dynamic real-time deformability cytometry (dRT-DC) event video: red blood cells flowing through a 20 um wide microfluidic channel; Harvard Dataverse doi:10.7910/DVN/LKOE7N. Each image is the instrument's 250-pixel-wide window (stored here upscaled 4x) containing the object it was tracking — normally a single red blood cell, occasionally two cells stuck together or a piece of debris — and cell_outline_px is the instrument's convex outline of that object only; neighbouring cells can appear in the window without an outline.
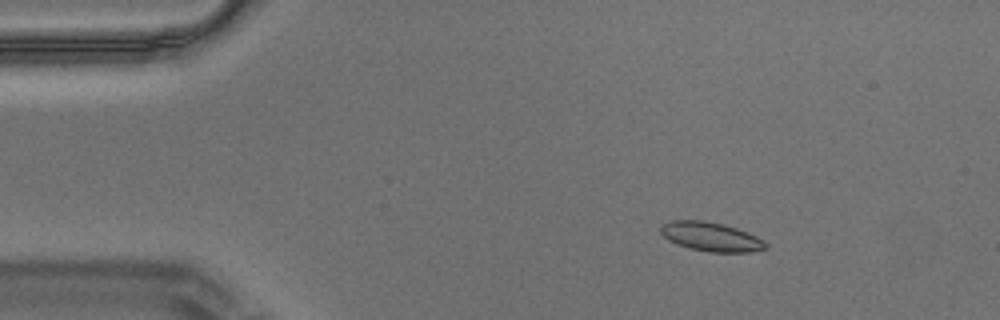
{"species": "Egyptian fruit bat (a non-hibernating species)", "species_latin": "Rousettus aegyptiacus", "temperature_condition": "warm", "stored_images_in_passage": 52, "camera_frame_rate_fps": 3000, "um_per_image_px": 0.085, "animal": {"sex": "male"}, "frame": {"image": 1, "passage_image": 2, "time_ms": 0.333, "image_size_px": [1000, 320], "cell_outline_px": [[768, 248], [752, 252], [708, 252], [676, 244], [668, 240], [660, 232], [660, 224], [668, 220], [704, 220], [724, 224], [736, 228], [756, 236], [764, 240], [768, 244]], "centroid_in_image_um": [60.42, 20.11], "position_along_channel_um": 24.6, "area_um2": 17.98}}
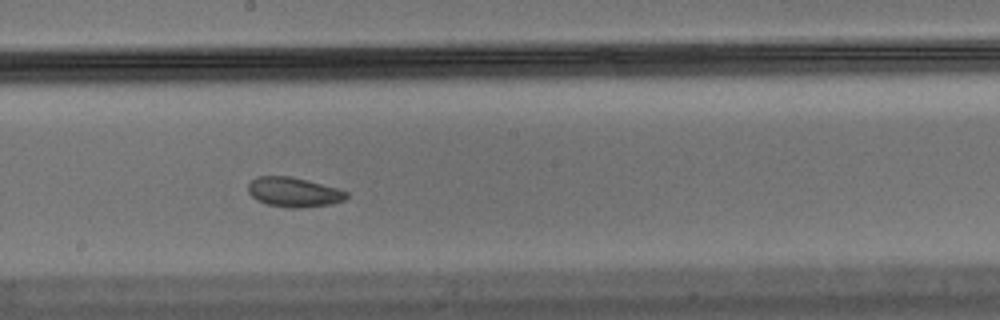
{"frame": {"image": 2, "passage_image": 25, "time_ms": 8.0, "image_size_px": [1000, 320], "cell_outline_px": [[348, 196], [344, 200], [328, 204], [300, 208], [292, 208], [268, 204], [256, 200], [248, 192], [248, 184], [256, 176], [288, 176], [340, 188], [348, 192]], "centroid_in_image_um": [24.97, 16.32], "position_along_channel_um": 223.2, "area_um2": 16.88}}
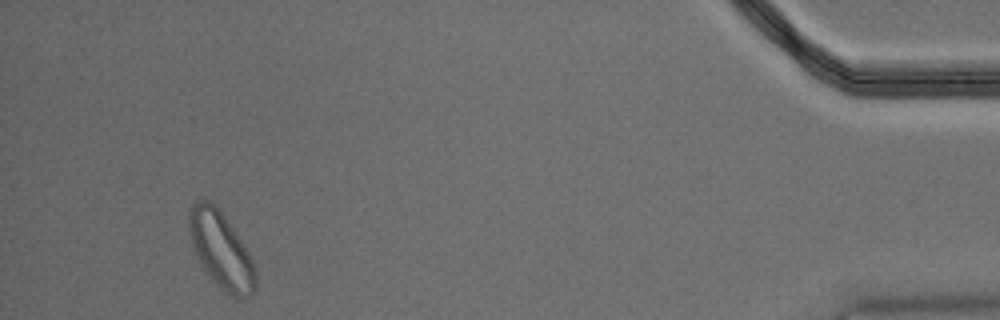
{"frame": {"image": 3, "passage_image": 48, "time_ms": 15.667, "image_size_px": [1000, 320], "cell_outline_px": [[256, 288], [248, 296], [232, 296], [204, 268], [192, 244], [188, 228], [188, 208], [196, 200], [208, 200], [216, 204], [220, 208], [244, 244], [256, 268]], "centroid_in_image_um": [18.79, 21.14], "position_along_channel_um": 416.4, "area_um2": 29.02}, "authors_computed_cell_mechanics": {"area_um2": 17.8024, "velocity_mm_per_s": 3.4474, "shape_relaxation_time_tau1_ms": 6.5052, "shape_relaxation_time_tau2_ms": 4.3353, "deformation_change_tau1": 0.1324, "deformation_change_tau2": 0.0713}}